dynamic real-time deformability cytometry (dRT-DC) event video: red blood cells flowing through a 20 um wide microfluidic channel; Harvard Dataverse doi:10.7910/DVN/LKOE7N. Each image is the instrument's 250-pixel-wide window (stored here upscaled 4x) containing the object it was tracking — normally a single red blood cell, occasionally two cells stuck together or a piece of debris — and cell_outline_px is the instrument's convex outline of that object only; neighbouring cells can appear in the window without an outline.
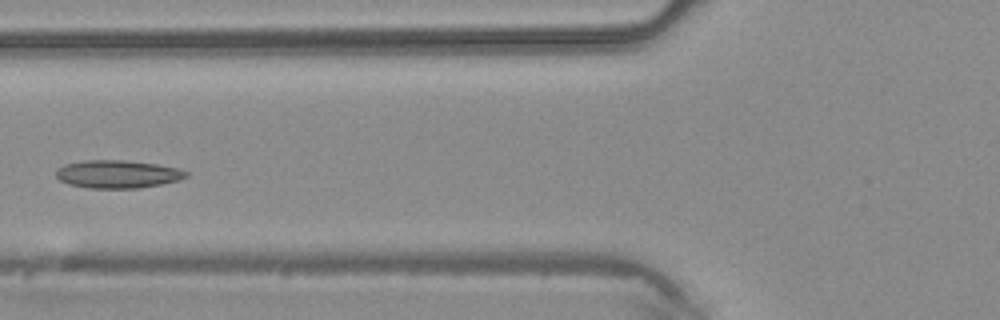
{"species": "common noctule bat (a hibernating species)", "species_latin": "Nyctalus noctula", "temperature_condition": "warm", "stored_images_in_passage": 3, "camera_frame_rate_fps": 3000, "um_per_image_px": 0.085, "animal": {"sex": "male", "body_mass_g": 20.4}, "frame": {"image": 1, "passage_image": 3, "time_ms": 0.667, "image_size_px": [1000, 320], "cell_outline_px": [[188, 176], [180, 180], [160, 184], [136, 188], [88, 188], [68, 184], [60, 180], [56, 176], [56, 168], [64, 164], [84, 160], [124, 160], [156, 164], [176, 168], [188, 172]], "centroid_in_image_um": [9.96, 14.8], "position_along_channel_um": 115.8, "area_um2": 21.15}}